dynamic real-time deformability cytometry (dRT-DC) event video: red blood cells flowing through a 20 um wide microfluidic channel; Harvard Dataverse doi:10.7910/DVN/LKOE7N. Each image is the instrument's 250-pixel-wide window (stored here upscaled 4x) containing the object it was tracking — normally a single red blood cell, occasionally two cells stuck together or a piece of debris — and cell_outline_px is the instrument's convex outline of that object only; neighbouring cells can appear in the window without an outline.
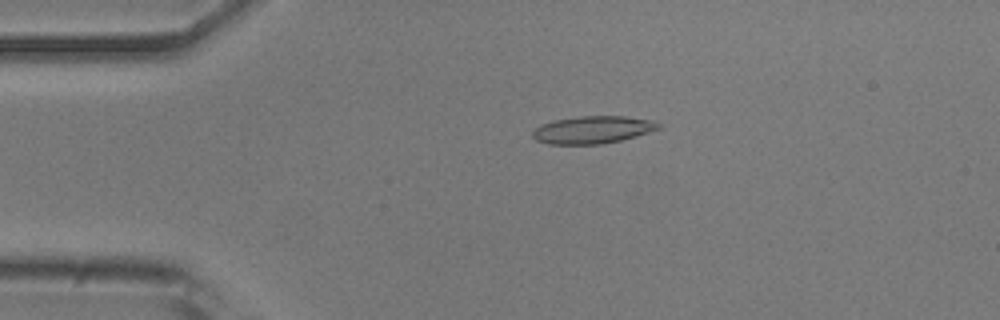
{"species": "common noctule bat (a hibernating species)", "species_latin": "Nyctalus noctula", "temperature_condition": "room temperature", "stored_images_in_passage": 27, "camera_frame_rate_fps": 3000, "um_per_image_px": 0.085, "animal": {"sex": "male", "body_mass_g": 20.5, "forearm_length_mm": 52.5}, "frame": {"image": 1, "passage_image": 2, "time_ms": 0.333, "image_size_px": [1000, 320], "cell_outline_px": [[660, 128], [636, 136], [620, 140], [600, 144], [548, 144], [536, 140], [532, 136], [532, 132], [540, 124], [552, 120], [580, 116], [624, 116], [656, 120], [660, 124]], "centroid_in_image_um": [50.37, 11.02], "position_along_channel_um": 34.6, "area_um2": 20.23}}
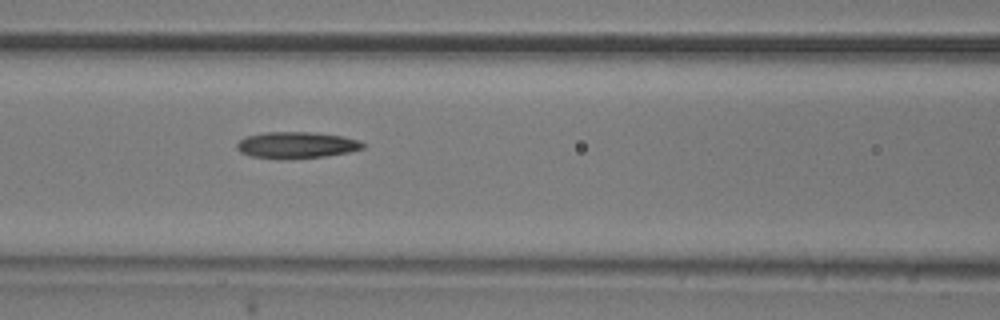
{"frame": {"image": 2, "passage_image": 13, "time_ms": 4.0, "image_size_px": [1000, 320], "cell_outline_px": [[364, 148], [348, 152], [324, 156], [252, 156], [240, 152], [236, 148], [236, 144], [244, 136], [264, 132], [312, 132], [340, 136], [360, 140], [364, 144]], "centroid_in_image_um": [25.2, 12.27], "position_along_channel_um": 141.4, "area_um2": 18.5}}
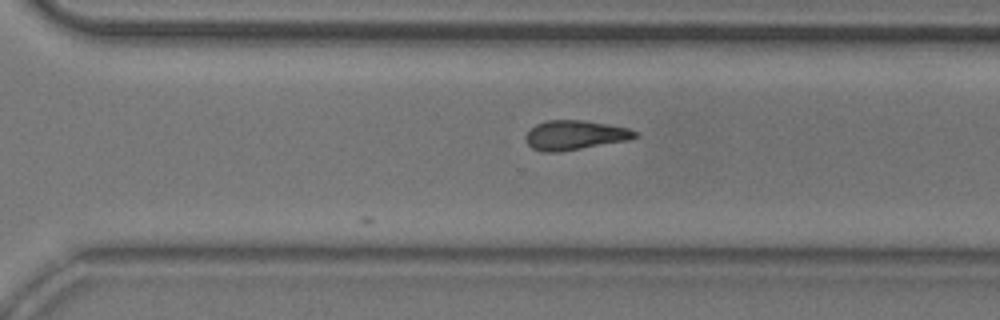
{"frame": {"image": 3, "passage_image": 27, "time_ms": 8.667, "image_size_px": [1000, 320], "cell_outline_px": [[640, 136], [628, 140], [560, 152], [544, 152], [532, 148], [524, 140], [524, 136], [536, 124], [548, 120], [584, 120], [628, 128], [640, 132]], "centroid_in_image_um": [48.88, 11.49], "position_along_channel_um": 321.7, "area_um2": 18.84}}